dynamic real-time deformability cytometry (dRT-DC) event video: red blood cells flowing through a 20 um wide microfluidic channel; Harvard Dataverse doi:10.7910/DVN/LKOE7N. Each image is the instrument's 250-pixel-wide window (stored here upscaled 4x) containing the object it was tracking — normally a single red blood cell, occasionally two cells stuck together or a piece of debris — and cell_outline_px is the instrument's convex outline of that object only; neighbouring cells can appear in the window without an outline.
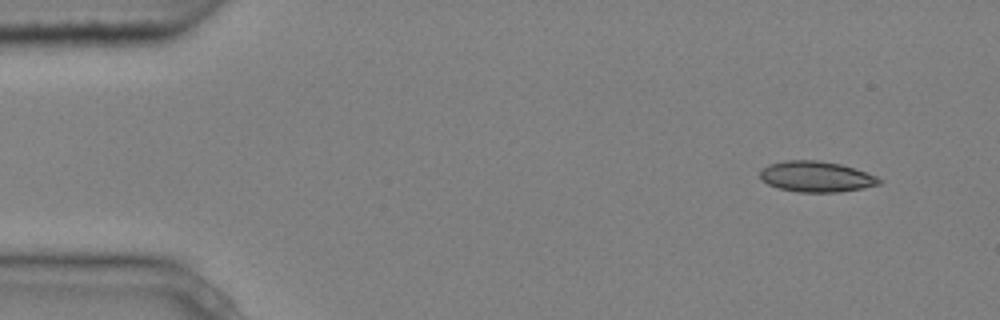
{"species": "common noctule bat (a hibernating species)", "species_latin": "Nyctalus noctula", "temperature_condition": "cold", "stored_images_in_passage": 4, "camera_frame_rate_fps": 3000, "um_per_image_px": 0.085, "animal": {"sex": "male", "body_mass_g": 20.4}, "frame": {"image": 1, "passage_image": 1, "time_ms": 0.0, "image_size_px": [1000, 320], "cell_outline_px": [[880, 184], [864, 188], [840, 192], [800, 192], [780, 188], [768, 184], [760, 180], [760, 168], [768, 164], [784, 160], [816, 160], [840, 164], [876, 176], [880, 180]], "centroid_in_image_um": [69.32, 15.01], "position_along_channel_um": 15.7, "area_um2": 21.27}}
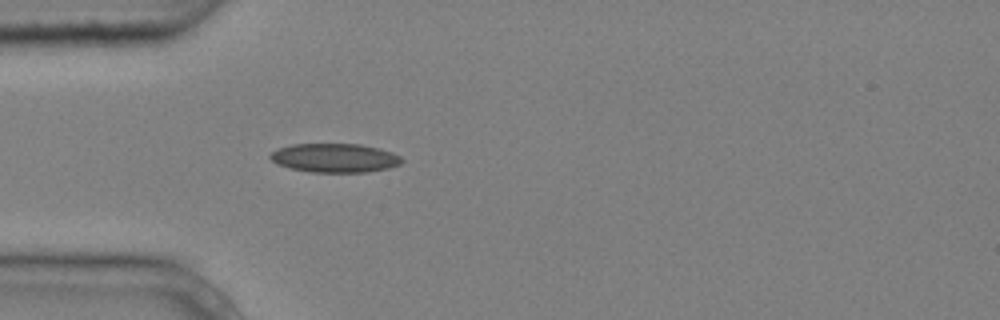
{"frame": {"image": 2, "passage_image": 4, "time_ms": 1.0, "image_size_px": [1000, 320], "cell_outline_px": [[404, 160], [400, 164], [388, 168], [368, 172], [308, 172], [276, 164], [268, 156], [272, 152], [280, 148], [292, 144], [360, 144], [380, 148], [392, 152], [400, 156]], "centroid_in_image_um": [28.48, 13.42], "position_along_channel_um": 56.5, "area_um2": 22.2}}